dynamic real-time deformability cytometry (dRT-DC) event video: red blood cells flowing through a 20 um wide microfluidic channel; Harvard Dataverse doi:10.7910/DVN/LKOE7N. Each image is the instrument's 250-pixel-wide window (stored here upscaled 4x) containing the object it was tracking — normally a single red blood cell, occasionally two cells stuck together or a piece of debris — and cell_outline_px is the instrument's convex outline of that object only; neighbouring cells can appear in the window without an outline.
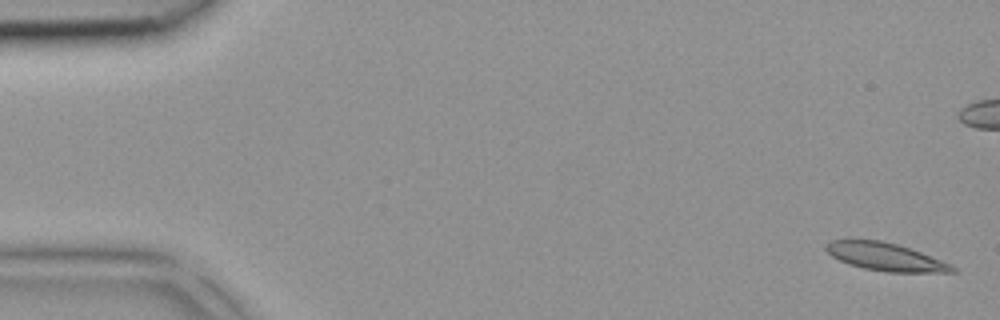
{"species": "common noctule bat (a hibernating species)", "species_latin": "Nyctalus noctula", "temperature_condition": "room temperature", "stored_images_in_passage": 43, "camera_frame_rate_fps": 3000, "um_per_image_px": 0.085, "animal": {"sex": "female", "body_mass_g": 18.4}, "frame": {"image": 1, "passage_image": 1, "time_ms": 0.0, "image_size_px": [1000, 320], "cell_outline_px": [[956, 272], [888, 272], [864, 268], [848, 264], [832, 256], [824, 248], [832, 240], [880, 240], [896, 244], [920, 252], [952, 264], [956, 268]], "centroid_in_image_um": [75.28, 21.84], "position_along_channel_um": 9.7, "area_um2": 20.17}}
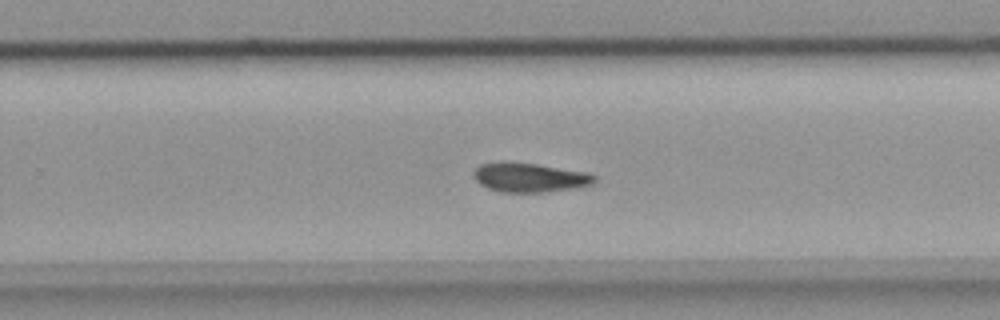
{"frame": {"image": 2, "passage_image": 27, "time_ms": 8.667, "image_size_px": [1000, 320], "cell_outline_px": [[596, 180], [592, 184], [576, 188], [540, 192], [500, 192], [488, 188], [480, 184], [472, 176], [472, 172], [480, 164], [500, 160], [536, 164], [588, 172], [596, 176]], "centroid_in_image_um": [44.98, 15.07], "position_along_channel_um": 284.8, "area_um2": 20.87}}
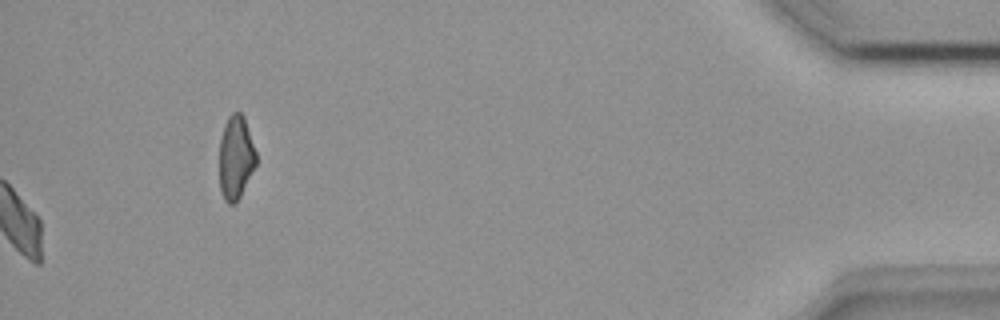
{"frame": {"image": 3, "passage_image": 43, "time_ms": 14.0, "image_size_px": [1000, 320], "cell_outline_px": [[256, 164], [240, 196], [232, 204], [228, 204], [224, 200], [220, 188], [220, 140], [224, 124], [228, 116], [232, 112], [240, 112], [244, 116], [256, 152]], "centroid_in_image_um": [20.04, 13.35], "position_along_channel_um": 415.2, "area_um2": 17.74}}